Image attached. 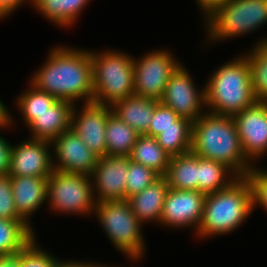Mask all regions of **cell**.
<instances>
[{"mask_svg": "<svg viewBox=\"0 0 267 267\" xmlns=\"http://www.w3.org/2000/svg\"><path fill=\"white\" fill-rule=\"evenodd\" d=\"M30 83L57 100L93 102L91 50L55 46Z\"/></svg>", "mask_w": 267, "mask_h": 267, "instance_id": "obj_1", "label": "cell"}, {"mask_svg": "<svg viewBox=\"0 0 267 267\" xmlns=\"http://www.w3.org/2000/svg\"><path fill=\"white\" fill-rule=\"evenodd\" d=\"M203 111L192 124L191 151L201 158L223 163L238 177L247 176L255 164L244 154L232 116Z\"/></svg>", "mask_w": 267, "mask_h": 267, "instance_id": "obj_2", "label": "cell"}, {"mask_svg": "<svg viewBox=\"0 0 267 267\" xmlns=\"http://www.w3.org/2000/svg\"><path fill=\"white\" fill-rule=\"evenodd\" d=\"M254 210L250 180L238 177L227 188L207 194L201 224L196 231L203 239L232 233Z\"/></svg>", "mask_w": 267, "mask_h": 267, "instance_id": "obj_3", "label": "cell"}, {"mask_svg": "<svg viewBox=\"0 0 267 267\" xmlns=\"http://www.w3.org/2000/svg\"><path fill=\"white\" fill-rule=\"evenodd\" d=\"M208 79L205 104L209 113L233 116L258 101L253 93L251 70L245 55L219 66Z\"/></svg>", "mask_w": 267, "mask_h": 267, "instance_id": "obj_4", "label": "cell"}, {"mask_svg": "<svg viewBox=\"0 0 267 267\" xmlns=\"http://www.w3.org/2000/svg\"><path fill=\"white\" fill-rule=\"evenodd\" d=\"M93 75V102L112 106L115 102L133 96L134 57L117 50H91Z\"/></svg>", "mask_w": 267, "mask_h": 267, "instance_id": "obj_5", "label": "cell"}, {"mask_svg": "<svg viewBox=\"0 0 267 267\" xmlns=\"http://www.w3.org/2000/svg\"><path fill=\"white\" fill-rule=\"evenodd\" d=\"M94 213L113 246L132 262L141 260L146 249L143 225L128 200L97 202Z\"/></svg>", "mask_w": 267, "mask_h": 267, "instance_id": "obj_6", "label": "cell"}, {"mask_svg": "<svg viewBox=\"0 0 267 267\" xmlns=\"http://www.w3.org/2000/svg\"><path fill=\"white\" fill-rule=\"evenodd\" d=\"M267 24V0H228L205 19L211 43L239 37Z\"/></svg>", "mask_w": 267, "mask_h": 267, "instance_id": "obj_7", "label": "cell"}, {"mask_svg": "<svg viewBox=\"0 0 267 267\" xmlns=\"http://www.w3.org/2000/svg\"><path fill=\"white\" fill-rule=\"evenodd\" d=\"M47 192V203L55 213H94L96 200L90 175L53 170L47 178Z\"/></svg>", "mask_w": 267, "mask_h": 267, "instance_id": "obj_8", "label": "cell"}, {"mask_svg": "<svg viewBox=\"0 0 267 267\" xmlns=\"http://www.w3.org/2000/svg\"><path fill=\"white\" fill-rule=\"evenodd\" d=\"M181 65L168 49L149 51L140 59L134 57L135 95L160 101L170 77Z\"/></svg>", "mask_w": 267, "mask_h": 267, "instance_id": "obj_9", "label": "cell"}, {"mask_svg": "<svg viewBox=\"0 0 267 267\" xmlns=\"http://www.w3.org/2000/svg\"><path fill=\"white\" fill-rule=\"evenodd\" d=\"M191 74L181 65L170 77L160 100L180 117L191 122L197 120L206 109L205 86L197 90Z\"/></svg>", "mask_w": 267, "mask_h": 267, "instance_id": "obj_10", "label": "cell"}, {"mask_svg": "<svg viewBox=\"0 0 267 267\" xmlns=\"http://www.w3.org/2000/svg\"><path fill=\"white\" fill-rule=\"evenodd\" d=\"M206 194L198 190L167 191L159 225L173 228L193 227L198 230L204 209Z\"/></svg>", "mask_w": 267, "mask_h": 267, "instance_id": "obj_11", "label": "cell"}, {"mask_svg": "<svg viewBox=\"0 0 267 267\" xmlns=\"http://www.w3.org/2000/svg\"><path fill=\"white\" fill-rule=\"evenodd\" d=\"M245 156L252 162L267 154V101L232 116Z\"/></svg>", "mask_w": 267, "mask_h": 267, "instance_id": "obj_12", "label": "cell"}, {"mask_svg": "<svg viewBox=\"0 0 267 267\" xmlns=\"http://www.w3.org/2000/svg\"><path fill=\"white\" fill-rule=\"evenodd\" d=\"M51 143L54 170L87 175L93 173L98 156L84 144L73 129L62 132Z\"/></svg>", "mask_w": 267, "mask_h": 267, "instance_id": "obj_13", "label": "cell"}, {"mask_svg": "<svg viewBox=\"0 0 267 267\" xmlns=\"http://www.w3.org/2000/svg\"><path fill=\"white\" fill-rule=\"evenodd\" d=\"M51 148L50 141L31 138L15 146L12 145L8 174L10 176L49 177L54 170Z\"/></svg>", "mask_w": 267, "mask_h": 267, "instance_id": "obj_14", "label": "cell"}, {"mask_svg": "<svg viewBox=\"0 0 267 267\" xmlns=\"http://www.w3.org/2000/svg\"><path fill=\"white\" fill-rule=\"evenodd\" d=\"M76 107L78 106L75 104L71 117V129L98 157L105 156V129L108 116L112 112L111 106L94 102L83 103L80 112Z\"/></svg>", "mask_w": 267, "mask_h": 267, "instance_id": "obj_15", "label": "cell"}, {"mask_svg": "<svg viewBox=\"0 0 267 267\" xmlns=\"http://www.w3.org/2000/svg\"><path fill=\"white\" fill-rule=\"evenodd\" d=\"M127 173L128 156L98 157L96 167L90 175L93 192L96 190L94 193L96 203L125 200Z\"/></svg>", "mask_w": 267, "mask_h": 267, "instance_id": "obj_16", "label": "cell"}, {"mask_svg": "<svg viewBox=\"0 0 267 267\" xmlns=\"http://www.w3.org/2000/svg\"><path fill=\"white\" fill-rule=\"evenodd\" d=\"M47 178L11 176V187L17 213L32 227L31 215L47 202Z\"/></svg>", "mask_w": 267, "mask_h": 267, "instance_id": "obj_17", "label": "cell"}, {"mask_svg": "<svg viewBox=\"0 0 267 267\" xmlns=\"http://www.w3.org/2000/svg\"><path fill=\"white\" fill-rule=\"evenodd\" d=\"M73 108V103L57 100L28 125L27 128L31 132L30 138L52 142L62 132L71 128Z\"/></svg>", "mask_w": 267, "mask_h": 267, "instance_id": "obj_18", "label": "cell"}, {"mask_svg": "<svg viewBox=\"0 0 267 267\" xmlns=\"http://www.w3.org/2000/svg\"><path fill=\"white\" fill-rule=\"evenodd\" d=\"M168 190L167 180L164 176H161L153 184L127 199L134 215L142 224L151 221L160 223L161 212Z\"/></svg>", "mask_w": 267, "mask_h": 267, "instance_id": "obj_19", "label": "cell"}, {"mask_svg": "<svg viewBox=\"0 0 267 267\" xmlns=\"http://www.w3.org/2000/svg\"><path fill=\"white\" fill-rule=\"evenodd\" d=\"M158 102L156 99L140 97L134 94L115 102L111 108L112 112L123 122L128 124L139 135H144L149 131L153 112Z\"/></svg>", "mask_w": 267, "mask_h": 267, "instance_id": "obj_20", "label": "cell"}, {"mask_svg": "<svg viewBox=\"0 0 267 267\" xmlns=\"http://www.w3.org/2000/svg\"><path fill=\"white\" fill-rule=\"evenodd\" d=\"M164 177L169 188L198 190V155L190 151L172 156Z\"/></svg>", "mask_w": 267, "mask_h": 267, "instance_id": "obj_21", "label": "cell"}, {"mask_svg": "<svg viewBox=\"0 0 267 267\" xmlns=\"http://www.w3.org/2000/svg\"><path fill=\"white\" fill-rule=\"evenodd\" d=\"M90 1L92 0H33L32 5L36 11L49 19L48 21L61 28H68L77 22L82 9L86 8Z\"/></svg>", "mask_w": 267, "mask_h": 267, "instance_id": "obj_22", "label": "cell"}, {"mask_svg": "<svg viewBox=\"0 0 267 267\" xmlns=\"http://www.w3.org/2000/svg\"><path fill=\"white\" fill-rule=\"evenodd\" d=\"M106 155L129 156L139 134L111 112L106 122Z\"/></svg>", "mask_w": 267, "mask_h": 267, "instance_id": "obj_23", "label": "cell"}, {"mask_svg": "<svg viewBox=\"0 0 267 267\" xmlns=\"http://www.w3.org/2000/svg\"><path fill=\"white\" fill-rule=\"evenodd\" d=\"M130 160L142 164L164 176L170 162V155L162 149L155 137L139 135L129 155Z\"/></svg>", "mask_w": 267, "mask_h": 267, "instance_id": "obj_24", "label": "cell"}, {"mask_svg": "<svg viewBox=\"0 0 267 267\" xmlns=\"http://www.w3.org/2000/svg\"><path fill=\"white\" fill-rule=\"evenodd\" d=\"M238 176L226 165L198 156V191L215 193L227 188Z\"/></svg>", "mask_w": 267, "mask_h": 267, "instance_id": "obj_25", "label": "cell"}, {"mask_svg": "<svg viewBox=\"0 0 267 267\" xmlns=\"http://www.w3.org/2000/svg\"><path fill=\"white\" fill-rule=\"evenodd\" d=\"M34 231L25 220L0 218V256L22 251L36 237Z\"/></svg>", "mask_w": 267, "mask_h": 267, "instance_id": "obj_26", "label": "cell"}, {"mask_svg": "<svg viewBox=\"0 0 267 267\" xmlns=\"http://www.w3.org/2000/svg\"><path fill=\"white\" fill-rule=\"evenodd\" d=\"M256 43L245 56L251 70L254 96L258 101H267V38Z\"/></svg>", "mask_w": 267, "mask_h": 267, "instance_id": "obj_27", "label": "cell"}, {"mask_svg": "<svg viewBox=\"0 0 267 267\" xmlns=\"http://www.w3.org/2000/svg\"><path fill=\"white\" fill-rule=\"evenodd\" d=\"M29 87L17 97V108L26 127L37 118V115L47 111L57 101L55 97L37 89L31 83Z\"/></svg>", "mask_w": 267, "mask_h": 267, "instance_id": "obj_28", "label": "cell"}, {"mask_svg": "<svg viewBox=\"0 0 267 267\" xmlns=\"http://www.w3.org/2000/svg\"><path fill=\"white\" fill-rule=\"evenodd\" d=\"M192 127H177L163 130L155 138L170 157L191 151Z\"/></svg>", "mask_w": 267, "mask_h": 267, "instance_id": "obj_29", "label": "cell"}, {"mask_svg": "<svg viewBox=\"0 0 267 267\" xmlns=\"http://www.w3.org/2000/svg\"><path fill=\"white\" fill-rule=\"evenodd\" d=\"M193 122L180 117L174 110L158 102L155 106L147 136L156 137L163 130L177 127H192Z\"/></svg>", "mask_w": 267, "mask_h": 267, "instance_id": "obj_30", "label": "cell"}, {"mask_svg": "<svg viewBox=\"0 0 267 267\" xmlns=\"http://www.w3.org/2000/svg\"><path fill=\"white\" fill-rule=\"evenodd\" d=\"M125 200L153 184L161 176L150 168L130 160L126 176Z\"/></svg>", "mask_w": 267, "mask_h": 267, "instance_id": "obj_31", "label": "cell"}, {"mask_svg": "<svg viewBox=\"0 0 267 267\" xmlns=\"http://www.w3.org/2000/svg\"><path fill=\"white\" fill-rule=\"evenodd\" d=\"M36 240L37 237L18 253V267H55L60 259L41 249Z\"/></svg>", "mask_w": 267, "mask_h": 267, "instance_id": "obj_32", "label": "cell"}, {"mask_svg": "<svg viewBox=\"0 0 267 267\" xmlns=\"http://www.w3.org/2000/svg\"><path fill=\"white\" fill-rule=\"evenodd\" d=\"M0 218L7 220H24L15 208L11 176L9 174L0 176Z\"/></svg>", "mask_w": 267, "mask_h": 267, "instance_id": "obj_33", "label": "cell"}, {"mask_svg": "<svg viewBox=\"0 0 267 267\" xmlns=\"http://www.w3.org/2000/svg\"><path fill=\"white\" fill-rule=\"evenodd\" d=\"M247 178L250 180L253 188L254 208L260 205L267 212V169L253 165L247 174Z\"/></svg>", "mask_w": 267, "mask_h": 267, "instance_id": "obj_34", "label": "cell"}, {"mask_svg": "<svg viewBox=\"0 0 267 267\" xmlns=\"http://www.w3.org/2000/svg\"><path fill=\"white\" fill-rule=\"evenodd\" d=\"M12 145L0 135V176L9 172Z\"/></svg>", "mask_w": 267, "mask_h": 267, "instance_id": "obj_35", "label": "cell"}, {"mask_svg": "<svg viewBox=\"0 0 267 267\" xmlns=\"http://www.w3.org/2000/svg\"><path fill=\"white\" fill-rule=\"evenodd\" d=\"M29 1L32 4L33 0H0V19L5 18L13 13L16 9Z\"/></svg>", "mask_w": 267, "mask_h": 267, "instance_id": "obj_36", "label": "cell"}, {"mask_svg": "<svg viewBox=\"0 0 267 267\" xmlns=\"http://www.w3.org/2000/svg\"><path fill=\"white\" fill-rule=\"evenodd\" d=\"M228 0H196L198 7L204 14V20L208 18L216 9L224 5Z\"/></svg>", "mask_w": 267, "mask_h": 267, "instance_id": "obj_37", "label": "cell"}, {"mask_svg": "<svg viewBox=\"0 0 267 267\" xmlns=\"http://www.w3.org/2000/svg\"><path fill=\"white\" fill-rule=\"evenodd\" d=\"M1 100V99H0ZM13 115L10 114L9 109L6 108L4 102L0 101V128H10L13 124Z\"/></svg>", "mask_w": 267, "mask_h": 267, "instance_id": "obj_38", "label": "cell"}, {"mask_svg": "<svg viewBox=\"0 0 267 267\" xmlns=\"http://www.w3.org/2000/svg\"><path fill=\"white\" fill-rule=\"evenodd\" d=\"M0 267H18V253L0 256Z\"/></svg>", "mask_w": 267, "mask_h": 267, "instance_id": "obj_39", "label": "cell"}, {"mask_svg": "<svg viewBox=\"0 0 267 267\" xmlns=\"http://www.w3.org/2000/svg\"><path fill=\"white\" fill-rule=\"evenodd\" d=\"M95 263L91 262H81V261H68L59 260L55 267H94Z\"/></svg>", "mask_w": 267, "mask_h": 267, "instance_id": "obj_40", "label": "cell"}, {"mask_svg": "<svg viewBox=\"0 0 267 267\" xmlns=\"http://www.w3.org/2000/svg\"><path fill=\"white\" fill-rule=\"evenodd\" d=\"M94 267H105V265L104 264L95 263Z\"/></svg>", "mask_w": 267, "mask_h": 267, "instance_id": "obj_41", "label": "cell"}]
</instances>
